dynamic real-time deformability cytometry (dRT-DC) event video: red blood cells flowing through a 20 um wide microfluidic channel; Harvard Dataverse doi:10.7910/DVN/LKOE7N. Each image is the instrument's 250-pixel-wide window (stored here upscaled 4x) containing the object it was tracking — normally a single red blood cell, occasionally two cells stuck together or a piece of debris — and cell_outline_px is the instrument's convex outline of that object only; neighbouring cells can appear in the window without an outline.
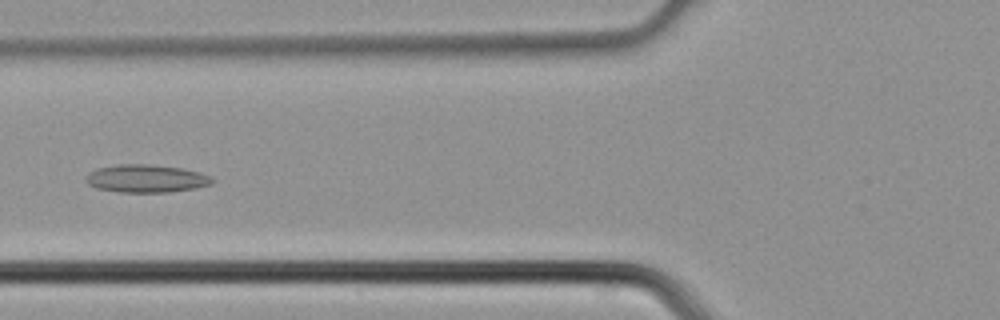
{"species": "common noctule bat (a hibernating species)", "species_latin": "Nyctalus noctula", "temperature_condition": "cold", "stored_images_in_passage": 4, "camera_frame_rate_fps": 3000, "um_per_image_px": 0.085, "animal": {"sex": "male", "body_mass_g": 21.5, "forearm_length_mm": 52.0}, "frame": {"image": 1, "passage_image": 4, "time_ms": 1.0, "image_size_px": [1000, 320], "cell_outline_px": [[216, 180], [212, 184], [196, 188], [168, 192], [120, 192], [96, 188], [88, 184], [84, 180], [96, 168], [120, 164], [148, 164], [184, 168], [200, 172], [212, 176]], "centroid_in_image_um": [12.49, 15.17], "position_along_channel_um": 113.3, "area_um2": 20.63}}